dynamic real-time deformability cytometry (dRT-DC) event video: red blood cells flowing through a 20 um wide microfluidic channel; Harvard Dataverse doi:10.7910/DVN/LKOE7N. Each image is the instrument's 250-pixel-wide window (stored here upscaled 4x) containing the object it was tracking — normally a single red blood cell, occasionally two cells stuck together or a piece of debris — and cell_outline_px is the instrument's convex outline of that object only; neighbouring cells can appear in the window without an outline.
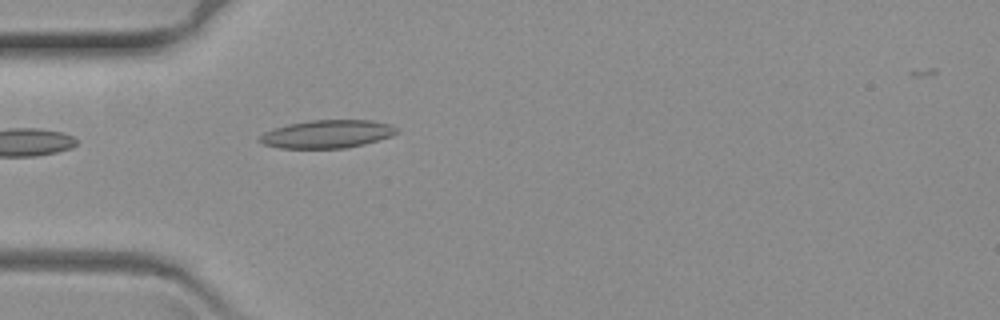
{"species": "common noctule bat (a hibernating species)", "species_latin": "Nyctalus noctula", "temperature_condition": "warm", "stored_images_in_passage": 21, "camera_frame_rate_fps": 3000, "um_per_image_px": 0.085, "animal": {"sex": "female", "body_mass_g": 19.3, "forearm_length_mm": 54.1}, "frame": {"image": 1, "passage_image": 1, "time_ms": 0.0, "image_size_px": [1000, 320], "cell_outline_px": [[400, 132], [392, 136], [364, 144], [344, 148], [280, 148], [264, 144], [256, 140], [264, 132], [288, 124], [312, 120], [372, 120], [388, 124], [396, 128]], "centroid_in_image_um": [27.81, 11.39], "position_along_channel_um": 57.2, "area_um2": 22.31}}
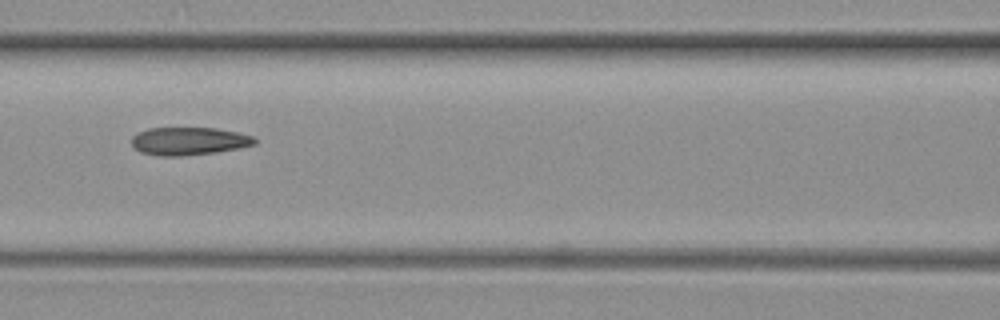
{"frame": {"image": 2, "passage_image": 10, "time_ms": 3.0, "image_size_px": [1000, 320], "cell_outline_px": [[256, 144], [216, 152], [180, 156], [160, 156], [140, 152], [132, 144], [132, 136], [136, 132], [148, 128], [216, 128], [236, 132], [252, 136], [256, 140]], "centroid_in_image_um": [16.01, 11.99], "position_along_channel_um": 150.6, "area_um2": 19.88}}